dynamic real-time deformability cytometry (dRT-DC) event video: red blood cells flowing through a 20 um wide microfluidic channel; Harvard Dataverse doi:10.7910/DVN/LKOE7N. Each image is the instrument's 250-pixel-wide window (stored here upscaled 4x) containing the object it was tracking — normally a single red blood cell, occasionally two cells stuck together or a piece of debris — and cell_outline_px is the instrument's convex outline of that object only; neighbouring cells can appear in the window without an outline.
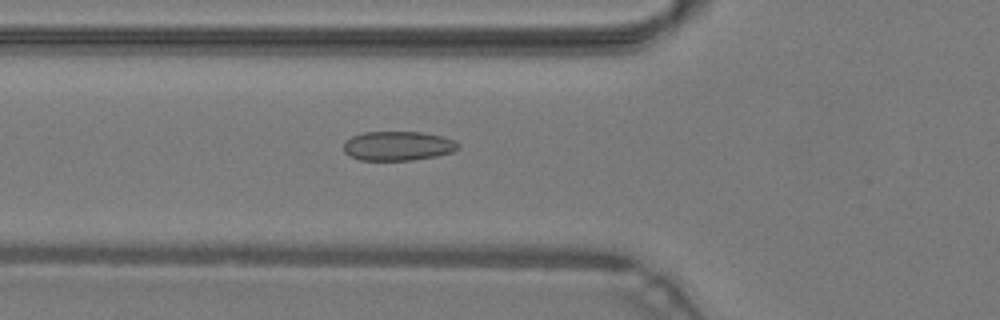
{"species": "common noctule bat (a hibernating species)", "species_latin": "Nyctalus noctula", "temperature_condition": "warm", "stored_images_in_passage": 48, "camera_frame_rate_fps": 3000, "um_per_image_px": 0.085, "animal": {"sex": "male", "body_mass_g": 19.2, "forearm_length_mm": 51.8}, "frame": {"image": 1, "passage_image": 18, "time_ms": 5.667, "image_size_px": [1000, 320], "cell_outline_px": [[460, 148], [452, 152], [436, 156], [412, 160], [360, 160], [348, 156], [344, 152], [344, 144], [352, 136], [364, 132], [424, 132], [440, 136], [452, 140], [460, 144]], "centroid_in_image_um": [33.82, 12.41], "position_along_channel_um": 92.0, "area_um2": 19.54}}
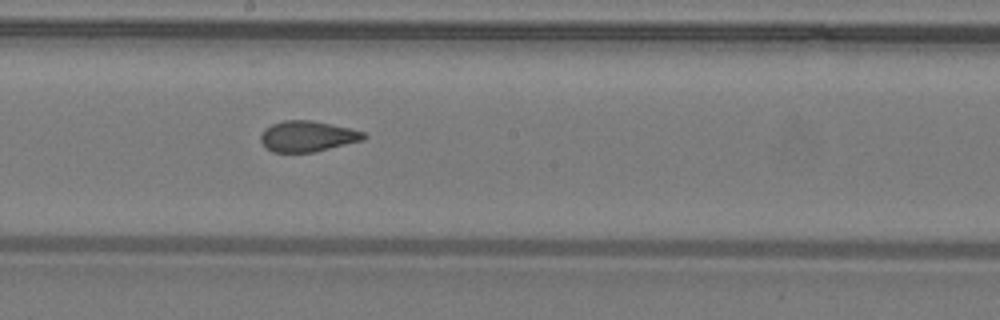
{"frame": {"image": 2, "passage_image": 27, "time_ms": 8.667, "image_size_px": [1000, 320], "cell_outline_px": [[368, 136], [364, 140], [312, 152], [272, 152], [260, 140], [260, 136], [264, 128], [272, 124], [284, 120], [308, 120], [348, 128], [364, 132]], "centroid_in_image_um": [26.12, 11.58], "position_along_channel_um": 222.1, "area_um2": 18.21}}
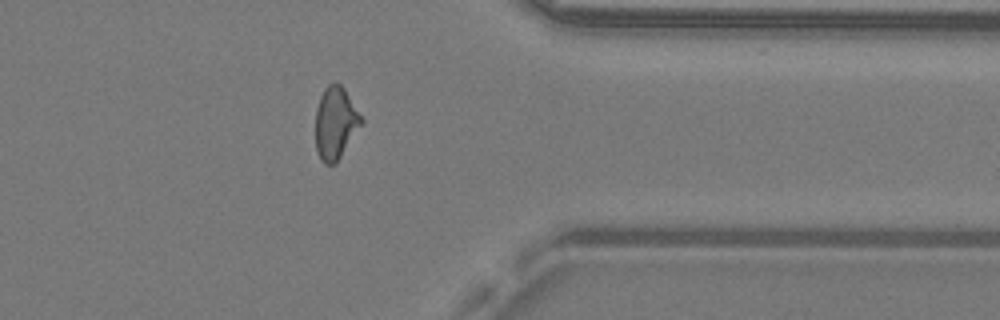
{"frame": {"image": 3, "passage_image": 39, "time_ms": 12.667, "image_size_px": [1000, 320], "cell_outline_px": [[364, 120], [336, 164], [324, 164], [320, 160], [316, 148], [316, 108], [320, 96], [324, 88], [328, 84], [336, 80], [344, 88]], "centroid_in_image_um": [28.5, 10.44], "position_along_channel_um": 382.9, "area_um2": 19.36}, "authors_computed_cell_mechanics": {"area_um2": 19.1896, "velocity_mm_per_s": 4.3165, "shape_relaxation_time_tau1_ms": null, "shape_relaxation_time_tau2_ms": 1.3256, "deformation_change_tau1": null, "deformation_change_tau2": 0.0552}}